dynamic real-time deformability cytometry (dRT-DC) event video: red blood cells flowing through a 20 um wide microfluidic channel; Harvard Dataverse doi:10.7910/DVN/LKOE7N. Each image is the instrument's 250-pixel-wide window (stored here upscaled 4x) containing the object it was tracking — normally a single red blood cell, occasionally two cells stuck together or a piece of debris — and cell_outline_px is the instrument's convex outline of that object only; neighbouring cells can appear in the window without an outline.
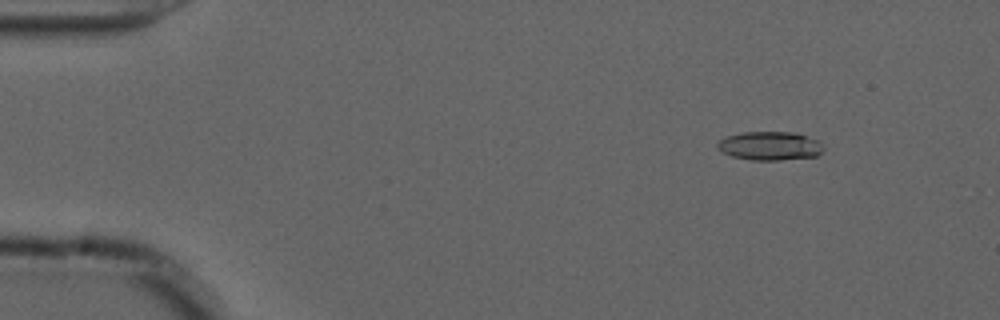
{"species": "common noctule bat (a hibernating species)", "species_latin": "Nyctalus noctula", "temperature_condition": "cold", "stored_images_in_passage": 49, "camera_frame_rate_fps": 3000, "um_per_image_px": 0.085, "animal": {"sex": "male", "forearm_length_mm": 52.5}, "frame": {"image": 1, "passage_image": 1, "time_ms": 0.0, "image_size_px": [1000, 320], "cell_outline_px": [[824, 148], [816, 156], [780, 160], [752, 160], [732, 156], [720, 152], [716, 148], [716, 144], [720, 140], [728, 136], [744, 132], [796, 132], [816, 140]], "centroid_in_image_um": [65.39, 12.4], "position_along_channel_um": 19.6, "area_um2": 17.63}}
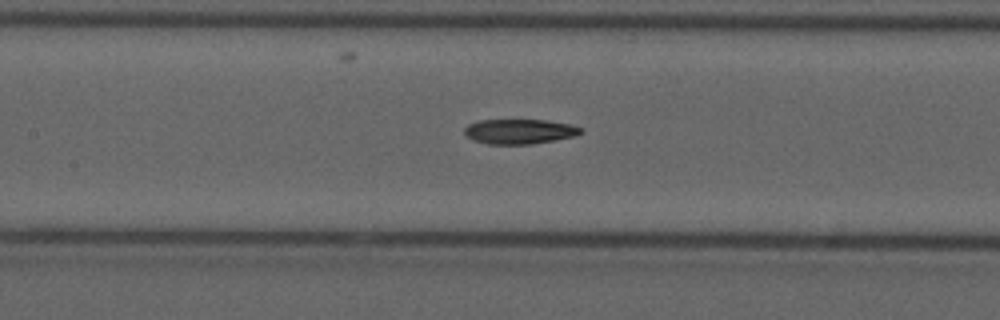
{"frame": {"image": 2, "passage_image": 20, "time_ms": 6.333, "image_size_px": [1000, 320], "cell_outline_px": [[584, 132], [576, 136], [532, 144], [488, 144], [472, 140], [464, 132], [464, 128], [468, 124], [480, 120], [544, 120], [568, 124], [584, 128]], "centroid_in_image_um": [44.17, 11.18], "position_along_channel_um": 163.2, "area_um2": 16.88}}
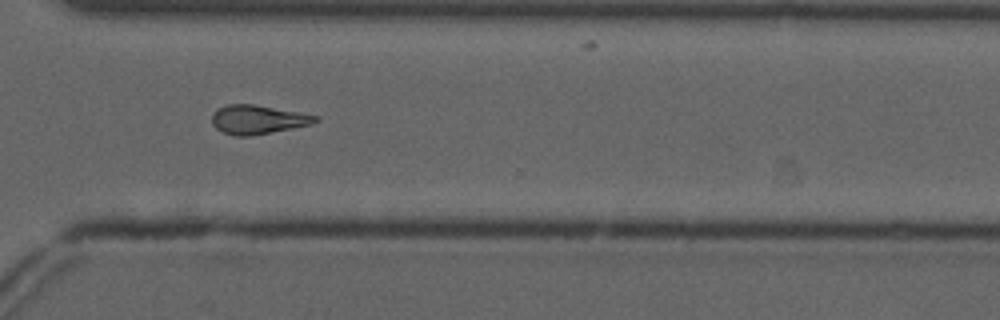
{"frame": {"image": 3, "passage_image": 35, "time_ms": 11.333, "image_size_px": [1000, 320], "cell_outline_px": [[320, 120], [312, 124], [252, 136], [236, 136], [224, 132], [216, 128], [212, 124], [212, 116], [216, 108], [228, 104], [252, 104], [320, 116]], "centroid_in_image_um": [21.91, 10.16], "position_along_channel_um": 348.7, "area_um2": 17.4}}